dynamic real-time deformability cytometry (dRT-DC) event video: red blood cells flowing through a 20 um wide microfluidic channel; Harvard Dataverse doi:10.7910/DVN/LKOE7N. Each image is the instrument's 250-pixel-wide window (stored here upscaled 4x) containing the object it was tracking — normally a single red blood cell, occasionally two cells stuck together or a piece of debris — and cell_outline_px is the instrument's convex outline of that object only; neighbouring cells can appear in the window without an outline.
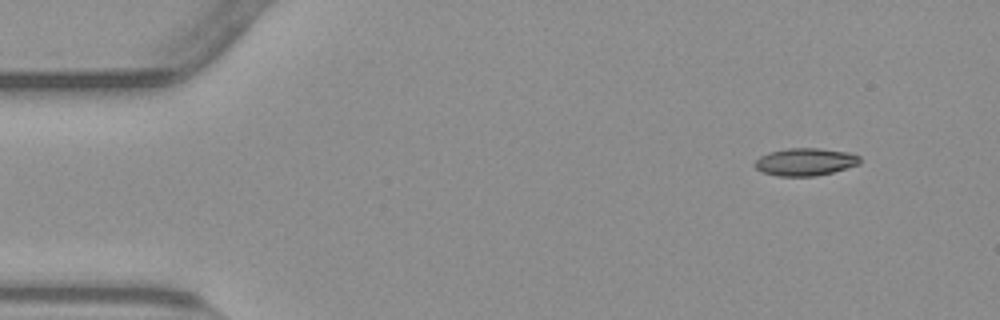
{"species": "common noctule bat (a hibernating species)", "species_latin": "Nyctalus noctula", "temperature_condition": "warm", "stored_images_in_passage": 50, "camera_frame_rate_fps": 3000, "um_per_image_px": 0.085, "animal": {"sex": "male", "body_mass_g": 23.1, "forearm_length_mm": 52.7}, "frame": {"image": 1, "passage_image": 1, "time_ms": 0.0, "image_size_px": [1000, 320], "cell_outline_px": [[860, 164], [832, 172], [816, 176], [776, 176], [764, 172], [756, 168], [752, 164], [760, 156], [768, 152], [788, 148], [820, 148], [848, 152], [860, 156]], "centroid_in_image_um": [68.43, 13.75], "position_along_channel_um": 16.6, "area_um2": 16.94}}
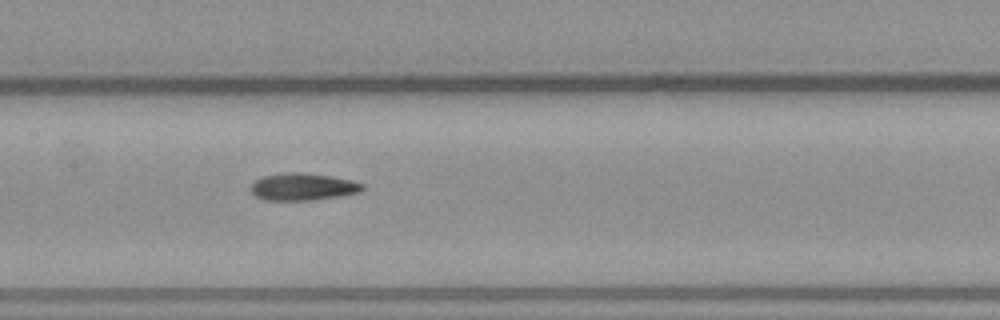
{"frame": {"image": 2, "passage_image": 22, "time_ms": 7.0, "image_size_px": [1000, 320], "cell_outline_px": [[364, 188], [360, 192], [340, 196], [312, 200], [264, 200], [256, 196], [248, 188], [256, 180], [264, 176], [284, 172], [300, 172], [328, 176], [352, 180], [364, 184]], "centroid_in_image_um": [25.73, 15.88], "position_along_channel_um": 181.7, "area_um2": 17.69}}
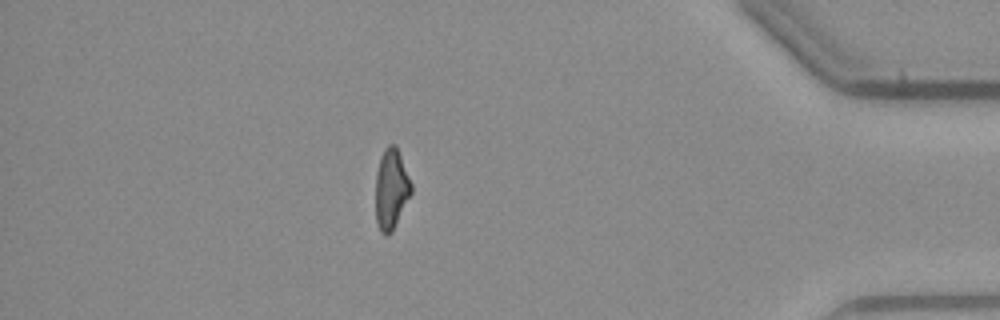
{"frame": {"image": 3, "passage_image": 43, "time_ms": 14.0, "image_size_px": [1000, 320], "cell_outline_px": [[412, 192], [392, 232], [388, 236], [384, 236], [380, 232], [376, 220], [376, 172], [380, 156], [384, 148], [388, 144], [396, 144], [412, 184]], "centroid_in_image_um": [33.25, 16.07], "position_along_channel_um": 402.0, "area_um2": 16.88}, "authors_computed_cell_mechanics": {"area_um2": 17.5134, "velocity_mm_per_s": 3.8084, "shape_relaxation_time_tau1_ms": null, "shape_relaxation_time_tau2_ms": 7.4168, "deformation_change_tau1": null, "deformation_change_tau2": 0.1669}}